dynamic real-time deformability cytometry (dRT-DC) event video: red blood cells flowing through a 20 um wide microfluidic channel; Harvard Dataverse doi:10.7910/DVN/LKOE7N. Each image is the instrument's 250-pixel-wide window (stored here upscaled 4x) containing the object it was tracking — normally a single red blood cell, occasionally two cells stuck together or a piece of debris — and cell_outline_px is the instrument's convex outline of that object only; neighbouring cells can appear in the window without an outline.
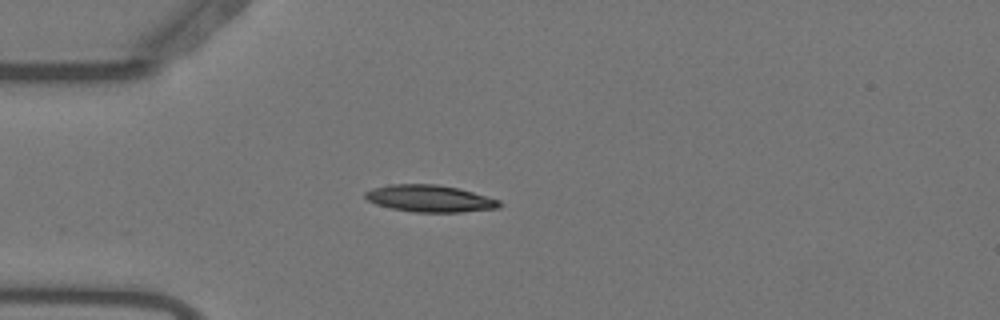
{"species": "Egyptian fruit bat (a non-hibernating species)", "species_latin": "Rousettus aegyptiacus", "temperature_condition": "warm", "stored_images_in_passage": 50, "camera_frame_rate_fps": 3000, "um_per_image_px": 0.085, "animal": {"sex": "female"}, "frame": {"image": 1, "passage_image": 14, "time_ms": 4.333, "image_size_px": [1000, 320], "cell_outline_px": [[504, 204], [500, 208], [460, 212], [416, 212], [392, 208], [376, 204], [368, 200], [364, 196], [364, 192], [372, 188], [392, 184], [436, 184], [460, 188], [500, 200]], "centroid_in_image_um": [36.57, 16.87], "position_along_channel_um": 48.4, "area_um2": 21.15}}
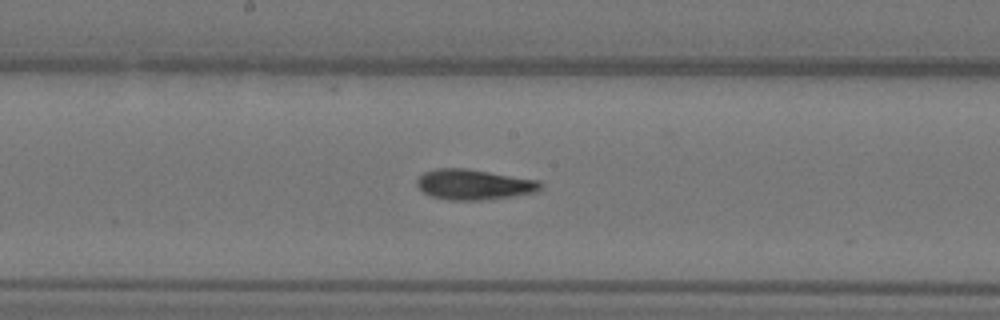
{"frame": {"image": 2, "passage_image": 28, "time_ms": 9.0, "image_size_px": [1000, 320], "cell_outline_px": [[544, 184], [536, 192], [512, 196], [480, 200], [448, 200], [432, 196], [424, 192], [416, 184], [416, 180], [424, 172], [436, 168], [468, 168], [540, 180]], "centroid_in_image_um": [40.3, 15.67], "position_along_channel_um": 207.9, "area_um2": 21.96}}
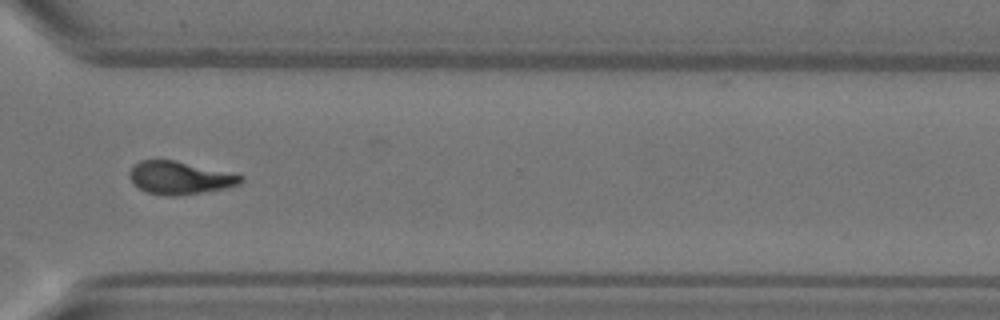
{"frame": {"image": 3, "passage_image": 40, "time_ms": 13.0, "image_size_px": [1000, 320], "cell_outline_px": [[244, 180], [240, 184], [224, 188], [176, 196], [164, 196], [148, 192], [132, 184], [128, 176], [128, 172], [140, 160], [172, 160], [244, 176]], "centroid_in_image_um": [15.23, 15.12], "position_along_channel_um": 355.4, "area_um2": 20.92}, "authors_computed_cell_mechanics": {"area_um2": 20.9525, "velocity_mm_per_s": 3.6988, "shape_relaxation_time_tau1_ms": 6.1559, "shape_relaxation_time_tau2_ms": 2.6912, "deformation_change_tau1": 0.211, "deformation_change_tau2": 0.0962}}